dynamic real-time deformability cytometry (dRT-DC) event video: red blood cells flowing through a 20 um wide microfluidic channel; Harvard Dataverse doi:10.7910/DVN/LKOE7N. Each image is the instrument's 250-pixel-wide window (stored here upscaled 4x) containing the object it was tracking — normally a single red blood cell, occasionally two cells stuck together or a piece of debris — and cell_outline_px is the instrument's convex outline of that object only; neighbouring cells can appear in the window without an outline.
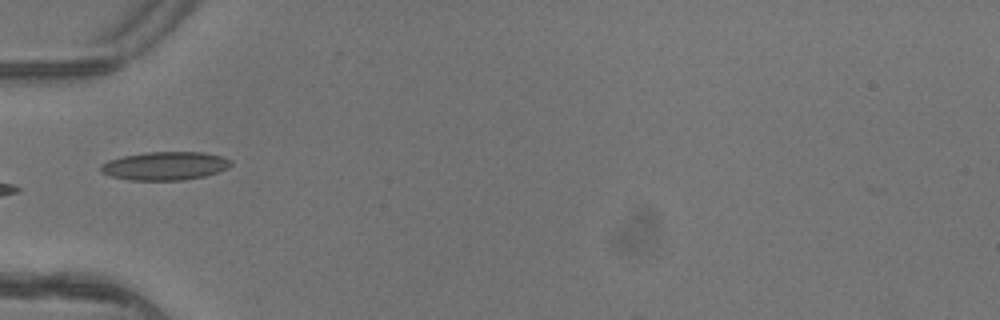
{"species": "common noctule bat (a hibernating species)", "species_latin": "Nyctalus noctula", "temperature_condition": "warm", "stored_images_in_passage": 4, "camera_frame_rate_fps": 3000, "um_per_image_px": 0.085, "animal": {"sex": "female"}, "frame": {"image": 1, "passage_image": 3, "time_ms": 0.667, "image_size_px": [1000, 320], "cell_outline_px": [[232, 164], [228, 168], [204, 176], [180, 180], [128, 180], [112, 176], [100, 172], [100, 164], [108, 160], [124, 156], [144, 152], [204, 152], [220, 156], [232, 160]], "centroid_in_image_um": [14.0, 14.09], "position_along_channel_um": 71.0, "area_um2": 21.5}}